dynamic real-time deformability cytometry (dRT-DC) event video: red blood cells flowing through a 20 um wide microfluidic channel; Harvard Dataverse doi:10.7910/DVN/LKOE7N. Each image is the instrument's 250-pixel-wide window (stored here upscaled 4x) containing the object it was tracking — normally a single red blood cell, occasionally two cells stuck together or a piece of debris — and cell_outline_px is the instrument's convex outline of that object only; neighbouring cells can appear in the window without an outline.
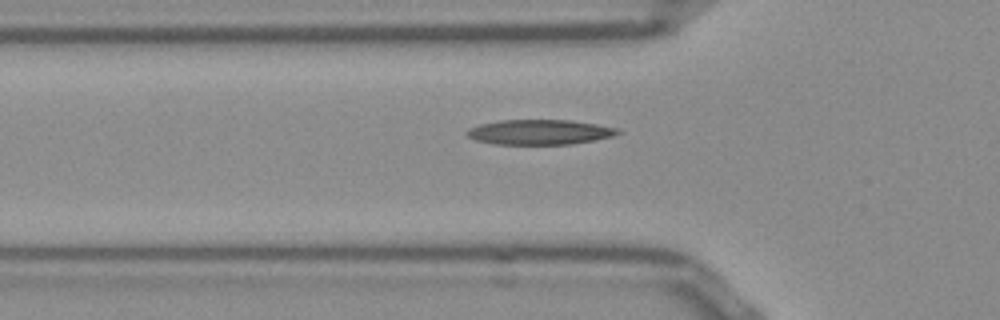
{"species": "Egyptian fruit bat (a non-hibernating species)", "species_latin": "Rousettus aegyptiacus", "temperature_condition": "room temperature", "stored_images_in_passage": 39, "camera_frame_rate_fps": 3000, "um_per_image_px": 0.085, "frame": {"image": 1, "passage_image": 7, "time_ms": 2.0, "image_size_px": [1000, 320], "cell_outline_px": [[620, 132], [612, 136], [596, 140], [572, 144], [492, 144], [476, 140], [468, 136], [464, 132], [468, 128], [480, 124], [500, 120], [572, 120], [620, 128]], "centroid_in_image_um": [45.86, 11.22], "position_along_channel_um": 79.9, "area_um2": 22.08}}
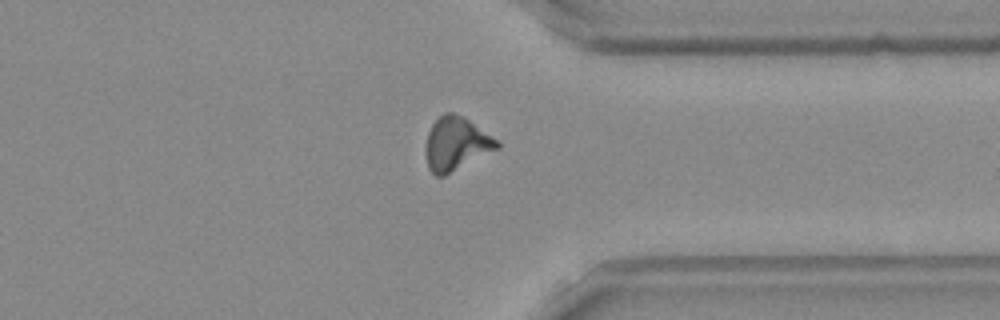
{"frame": {"image": 2, "passage_image": 30, "time_ms": 9.667, "image_size_px": [1000, 320], "cell_outline_px": [[500, 148], [444, 176], [436, 176], [428, 168], [428, 132], [432, 124], [444, 112], [452, 112], [464, 116], [500, 140]], "centroid_in_image_um": [38.85, 12.2], "position_along_channel_um": 372.5, "area_um2": 22.08}}
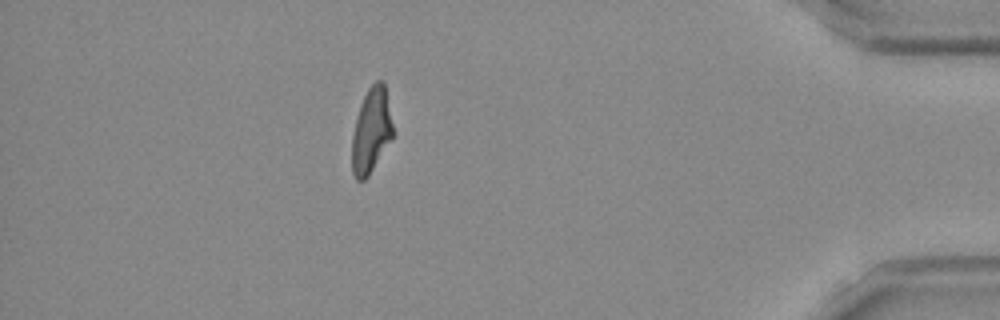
{"frame": {"image": 3, "passage_image": 36, "time_ms": 11.667, "image_size_px": [1000, 320], "cell_outline_px": [[392, 140], [368, 176], [364, 180], [356, 180], [352, 172], [352, 136], [356, 116], [360, 104], [368, 88], [376, 80], [384, 80], [392, 124]], "centroid_in_image_um": [31.55, 11.1], "position_along_channel_um": 403.7, "area_um2": 20.29}, "authors_computed_cell_mechanics": {"area_um2": 21.3282, "velocity_mm_per_s": 3.8635, "shape_relaxation_time_tau1_ms": 7.1253, "shape_relaxation_time_tau2_ms": 2.2762, "deformation_change_tau1": 0.2223, "deformation_change_tau2": 0.1125}}